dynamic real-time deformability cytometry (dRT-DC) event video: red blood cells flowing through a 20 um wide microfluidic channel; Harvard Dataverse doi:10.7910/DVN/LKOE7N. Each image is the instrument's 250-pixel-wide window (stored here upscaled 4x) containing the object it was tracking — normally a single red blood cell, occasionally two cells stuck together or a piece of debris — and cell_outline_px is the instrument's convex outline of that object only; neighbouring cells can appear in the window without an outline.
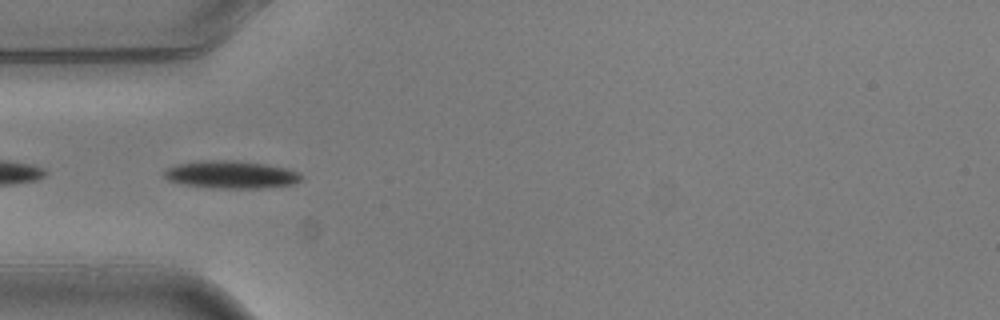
{"species": "common noctule bat (a hibernating species)", "species_latin": "Nyctalus noctula", "temperature_condition": "warm", "stored_images_in_passage": 2, "camera_frame_rate_fps": 3000, "um_per_image_px": 0.085, "animal": {"sex": "male", "body_mass_g": 20.5, "forearm_length_mm": 52.5}, "frame": {"image": 1, "passage_image": 1, "time_ms": 0.0, "image_size_px": [1000, 320], "cell_outline_px": [[304, 176], [300, 180], [292, 184], [260, 188], [216, 188], [184, 184], [168, 180], [164, 176], [164, 168], [176, 164], [200, 160], [236, 160], [264, 164], [288, 168], [300, 172]], "centroid_in_image_um": [19.63, 14.82], "position_along_channel_um": 65.4, "area_um2": 22.2}}
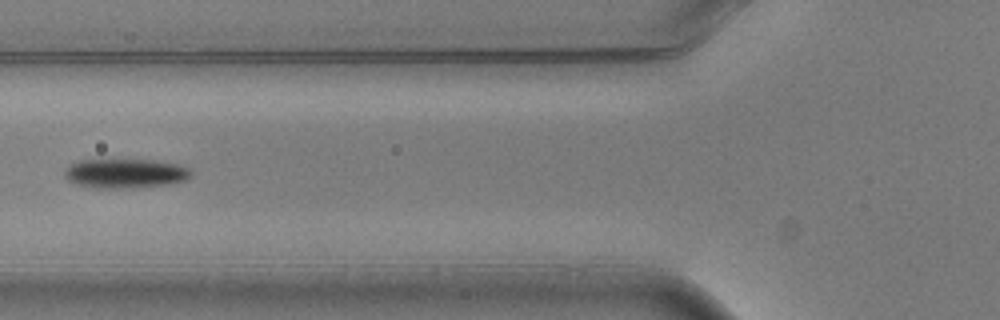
{"frame": {"image": 2, "passage_image": 2, "time_ms": 0.333, "image_size_px": [1000, 320], "cell_outline_px": [[192, 172], [188, 180], [164, 184], [132, 188], [96, 188], [76, 184], [68, 180], [64, 176], [64, 172], [72, 164], [80, 160], [152, 160], [176, 164], [188, 168]], "centroid_in_image_um": [10.64, 14.74], "position_along_channel_um": 115.2, "area_um2": 21.39}}